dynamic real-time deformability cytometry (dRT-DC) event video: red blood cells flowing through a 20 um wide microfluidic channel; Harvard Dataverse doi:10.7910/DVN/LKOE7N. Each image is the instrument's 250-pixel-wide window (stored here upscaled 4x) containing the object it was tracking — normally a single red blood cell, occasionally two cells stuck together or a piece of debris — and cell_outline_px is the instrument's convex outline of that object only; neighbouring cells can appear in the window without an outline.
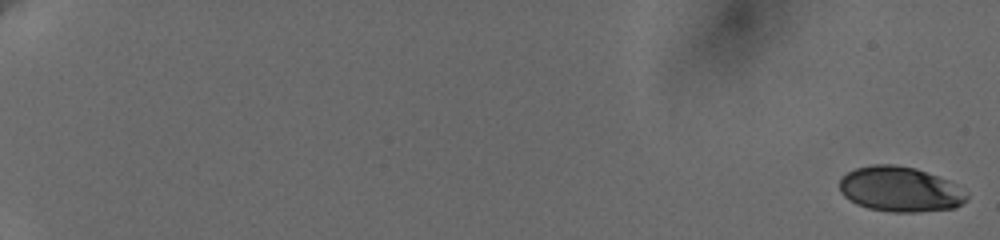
{"species": "human", "species_latin": "Homo sapiens", "temperature_condition": "cold", "stored_images_in_passage": 15, "camera_frame_rate_fps": 3000, "um_per_image_px": 0.085, "donor": {"sex": "female"}, "frame": {"image": 1, "passage_image": 1, "time_ms": 0.0, "image_size_px": [1000, 240], "cell_outline_px": [[968, 196], [956, 208], [920, 212], [892, 212], [868, 208], [856, 204], [844, 196], [840, 192], [840, 176], [856, 168], [872, 164], [896, 164], [916, 168], [948, 180], [968, 192]], "centroid_in_image_um": [76.5, 16.08], "position_along_channel_um": 8.5, "area_um2": 33.64}}
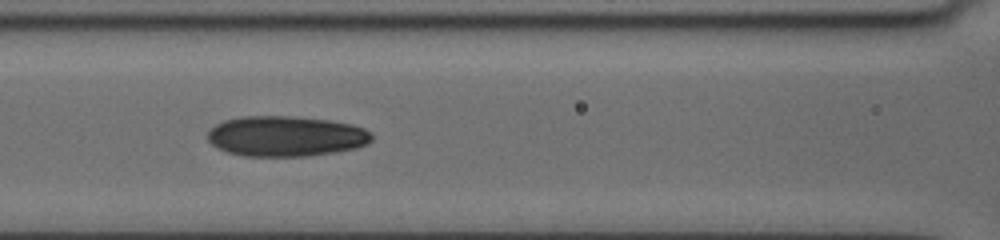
{"frame": {"image": 2, "passage_image": 13, "time_ms": 10.0, "image_size_px": [1000, 240], "cell_outline_px": [[372, 140], [368, 144], [356, 148], [336, 152], [304, 156], [244, 156], [228, 152], [212, 144], [208, 140], [208, 132], [216, 124], [224, 120], [240, 116], [292, 116], [328, 120], [352, 124], [364, 128], [372, 136]], "centroid_in_image_um": [24.31, 11.57], "position_along_channel_um": 142.3, "area_um2": 38.61}}
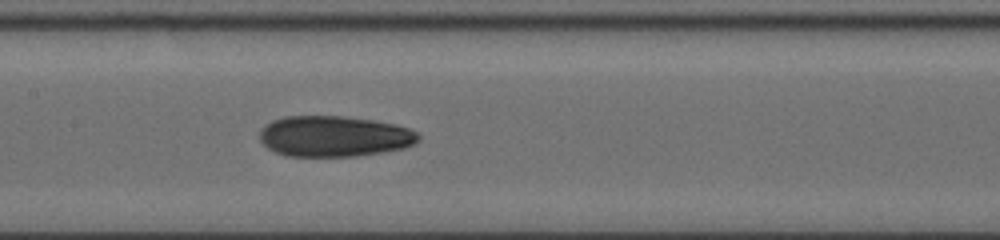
{"frame": {"image": 3, "passage_image": 15, "time_ms": 11.0, "image_size_px": [1000, 240], "cell_outline_px": [[420, 140], [416, 144], [404, 148], [384, 152], [356, 156], [284, 156], [268, 148], [260, 140], [260, 128], [272, 120], [284, 116], [340, 116], [372, 120], [396, 124], [408, 128], [416, 132], [420, 136]], "centroid_in_image_um": [28.41, 11.59], "position_along_channel_um": 179.0, "area_um2": 37.97}}